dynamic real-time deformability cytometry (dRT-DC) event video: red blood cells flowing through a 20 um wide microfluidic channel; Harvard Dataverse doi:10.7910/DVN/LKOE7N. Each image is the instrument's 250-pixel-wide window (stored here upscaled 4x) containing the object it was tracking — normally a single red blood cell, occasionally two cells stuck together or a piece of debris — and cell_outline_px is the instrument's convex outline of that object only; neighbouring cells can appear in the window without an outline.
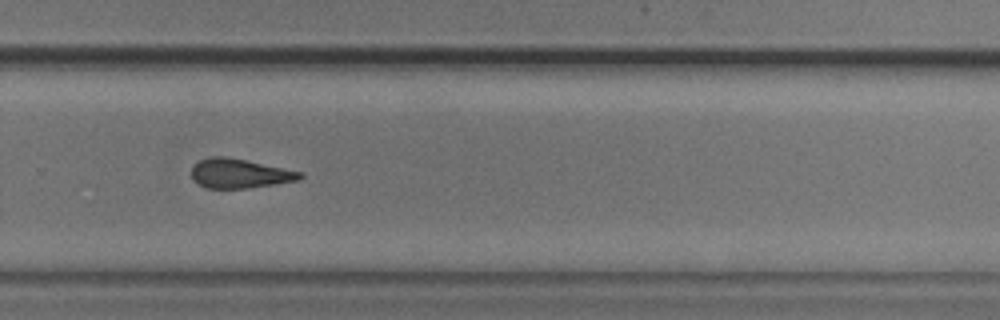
{"species": "common noctule bat (a hibernating species)", "species_latin": "Nyctalus noctula", "temperature_condition": "cold", "stored_images_in_passage": 38, "camera_frame_rate_fps": 3000, "um_per_image_px": 0.085, "animal": {"sex": "male", "body_mass_g": 20.5, "forearm_length_mm": 52.5}, "frame": {"image": 1, "passage_image": 22, "time_ms": 7.0, "image_size_px": [1000, 320], "cell_outline_px": [[304, 176], [300, 180], [248, 188], [204, 188], [192, 180], [192, 164], [200, 160], [212, 156], [224, 156], [248, 160], [304, 172]], "centroid_in_image_um": [20.37, 14.74], "position_along_channel_um": 309.4, "area_um2": 18.84}, "authors_computed_cell_mechanics": {"area_um2": 18.9006, "velocity_mm_per_s": 3.7779, "shape_relaxation_time_tau1_ms": 3.5481, "shape_relaxation_time_tau2_ms": 7.2725, "deformation_change_tau1": 0.1213, "deformation_change_tau2": 0.2022}}